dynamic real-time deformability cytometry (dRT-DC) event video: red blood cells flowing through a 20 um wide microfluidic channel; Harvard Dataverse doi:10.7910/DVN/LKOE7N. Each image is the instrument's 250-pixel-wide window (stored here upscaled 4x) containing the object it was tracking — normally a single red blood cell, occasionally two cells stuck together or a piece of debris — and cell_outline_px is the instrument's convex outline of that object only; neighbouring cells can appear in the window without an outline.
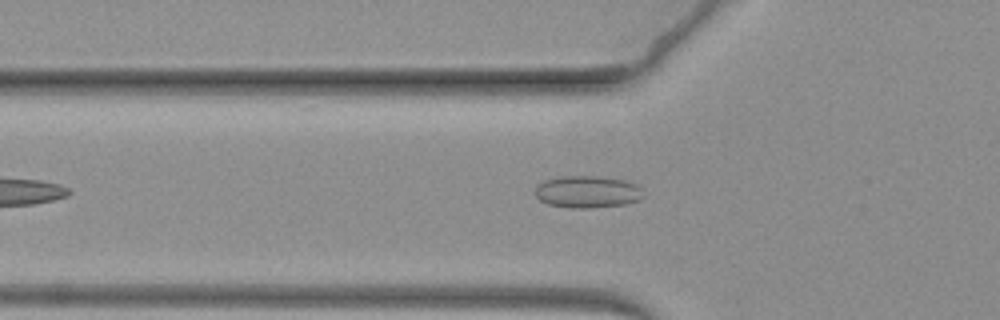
{"species": "common noctule bat (a hibernating species)", "species_latin": "Nyctalus noctula", "temperature_condition": "warm", "stored_images_in_passage": 54, "camera_frame_rate_fps": 3000, "um_per_image_px": 0.085, "animal": {"sex": "female", "body_mass_g": 19.3, "forearm_length_mm": 54.1}, "frame": {"image": 1, "passage_image": 11, "time_ms": 3.333, "image_size_px": [1000, 320], "cell_outline_px": [[644, 196], [640, 200], [628, 204], [588, 208], [568, 208], [548, 204], [540, 200], [536, 196], [536, 188], [544, 180], [560, 176], [604, 176], [624, 180], [636, 184], [640, 188]], "centroid_in_image_um": [49.96, 16.3], "position_along_channel_um": 75.8, "area_um2": 20.4}}
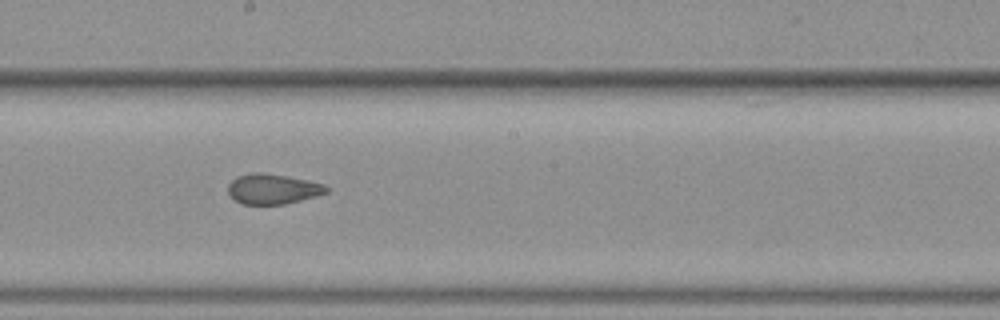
{"frame": {"image": 2, "passage_image": 25, "time_ms": 8.0, "image_size_px": [1000, 320], "cell_outline_px": [[328, 192], [316, 196], [284, 204], [240, 204], [228, 192], [228, 184], [232, 180], [240, 176], [252, 172], [260, 172], [284, 176], [324, 184], [328, 188]], "centroid_in_image_um": [23.17, 16.07], "position_along_channel_um": 225.0, "area_um2": 16.94}}
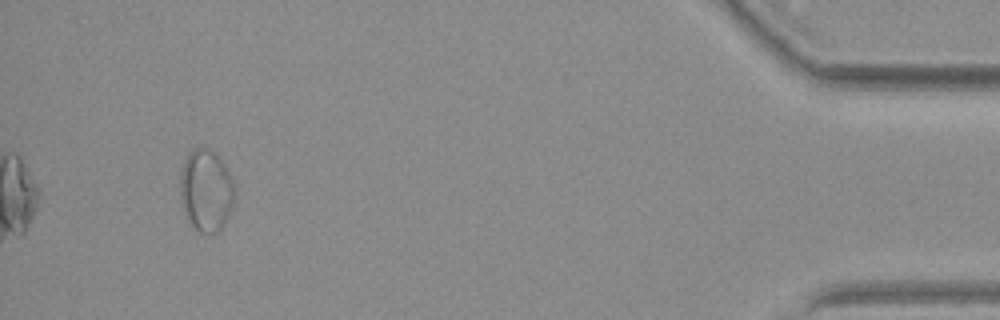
{"frame": {"image": 3, "passage_image": 50, "time_ms": 16.333, "image_size_px": [1000, 320], "cell_outline_px": [[236, 192], [228, 220], [216, 232], [200, 232], [192, 228], [188, 224], [184, 216], [180, 204], [180, 172], [184, 160], [188, 152], [192, 148], [208, 148], [216, 152], [224, 164], [236, 188]], "centroid_in_image_um": [17.49, 16.2], "position_along_channel_um": 417.7, "area_um2": 26.76}}